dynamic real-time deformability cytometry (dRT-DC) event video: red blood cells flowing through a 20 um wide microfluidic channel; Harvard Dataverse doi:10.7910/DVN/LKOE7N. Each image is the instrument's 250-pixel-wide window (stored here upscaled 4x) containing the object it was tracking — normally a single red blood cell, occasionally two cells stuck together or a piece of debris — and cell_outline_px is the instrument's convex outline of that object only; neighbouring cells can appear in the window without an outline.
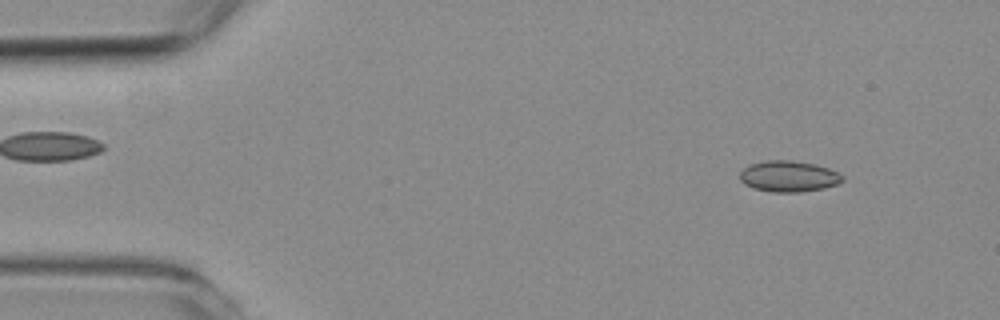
{"species": "common noctule bat (a hibernating species)", "species_latin": "Nyctalus noctula", "temperature_condition": "room temperature", "stored_images_in_passage": 56, "camera_frame_rate_fps": 3000, "um_per_image_px": 0.085, "animal": {"sex": "female", "body_mass_g": 19.3, "forearm_length_mm": 54.1}, "frame": {"image": 1, "passage_image": 5, "time_ms": 1.333, "image_size_px": [1000, 320], "cell_outline_px": [[844, 180], [840, 184], [824, 188], [800, 192], [772, 192], [752, 188], [744, 184], [740, 180], [740, 172], [748, 164], [764, 160], [792, 160], [816, 164], [828, 168], [844, 176]], "centroid_in_image_um": [67.03, 14.98], "position_along_channel_um": 18.0, "area_um2": 18.84}}
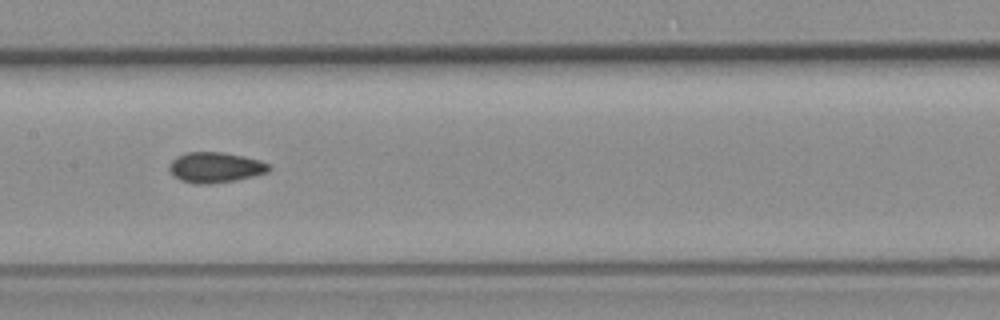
{"frame": {"image": 2, "passage_image": 27, "time_ms": 8.667, "image_size_px": [1000, 320], "cell_outline_px": [[272, 168], [268, 172], [236, 180], [212, 184], [196, 184], [180, 180], [172, 176], [168, 168], [168, 164], [176, 156], [188, 152], [220, 152], [244, 156], [260, 160], [268, 164]], "centroid_in_image_um": [18.27, 14.23], "position_along_channel_um": 189.1, "area_um2": 17.86}}
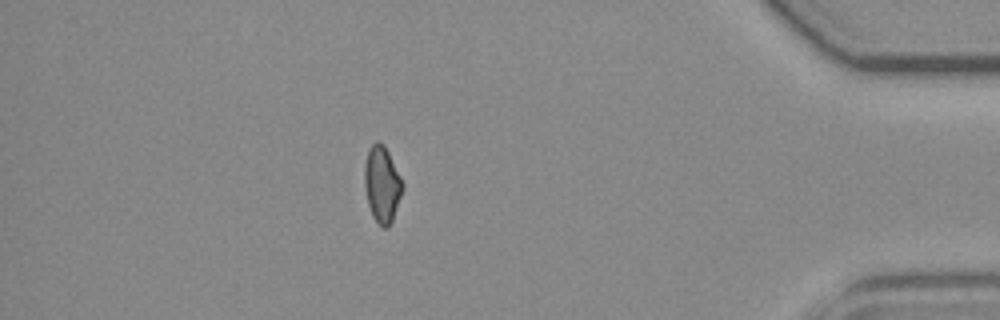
{"frame": {"image": 3, "passage_image": 49, "time_ms": 16.0, "image_size_px": [1000, 320], "cell_outline_px": [[404, 188], [392, 220], [388, 228], [384, 228], [372, 216], [368, 204], [364, 188], [364, 164], [368, 148], [376, 140], [380, 140], [384, 144], [404, 184]], "centroid_in_image_um": [32.46, 15.63], "position_along_channel_um": 402.7, "area_um2": 17.05}, "authors_computed_cell_mechanics": {"area_um2": 17.4267, "velocity_mm_per_s": 3.5732, "shape_relaxation_time_tau1_ms": null, "shape_relaxation_time_tau2_ms": 4.7023, "deformation_change_tau1": null, "deformation_change_tau2": 0.0775}}